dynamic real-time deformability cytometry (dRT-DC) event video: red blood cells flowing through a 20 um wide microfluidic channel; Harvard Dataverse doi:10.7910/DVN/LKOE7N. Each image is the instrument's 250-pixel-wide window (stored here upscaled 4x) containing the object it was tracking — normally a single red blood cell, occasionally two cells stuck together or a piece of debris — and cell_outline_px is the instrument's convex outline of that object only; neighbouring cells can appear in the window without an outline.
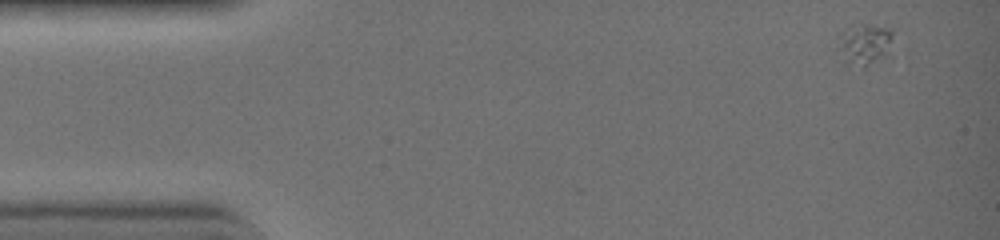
{"species": "common noctule bat (a hibernating species)", "species_latin": "Nyctalus noctula", "temperature_condition": "warm", "stored_images_in_passage": 16, "camera_frame_rate_fps": 3000, "um_per_image_px": 0.085, "animal": {"sex": "female", "body_mass_g": 19.0, "forearm_length_mm": 51.5}, "frame": {"image": 1, "passage_image": 1, "time_ms": 0.0, "image_size_px": [1000, 240], "cell_outline_px": [[892, 36], [880, 52], [864, 68], [848, 64], [840, 48], [840, 36], [864, 24], [888, 28], [892, 32]], "centroid_in_image_um": [73.44, 3.75], "position_along_channel_um": 11.6, "area_um2": 11.04}}
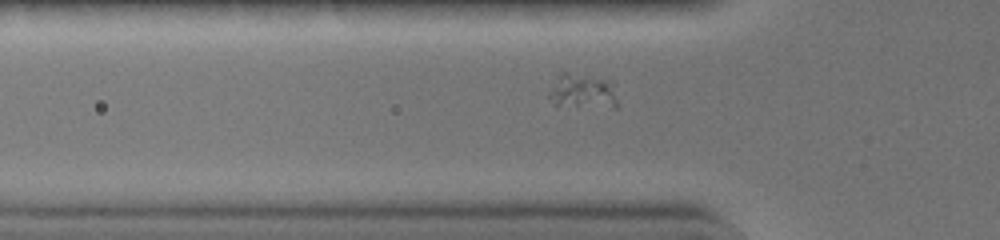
{"frame": {"image": 2, "passage_image": 14, "time_ms": 4.333, "image_size_px": [1000, 240], "cell_outline_px": [[616, 108], [556, 104], [548, 96], [548, 92], [560, 72], [568, 72], [612, 80], [616, 100]], "centroid_in_image_um": [49.53, 7.73], "position_along_channel_um": 76.3, "area_um2": 13.7}}